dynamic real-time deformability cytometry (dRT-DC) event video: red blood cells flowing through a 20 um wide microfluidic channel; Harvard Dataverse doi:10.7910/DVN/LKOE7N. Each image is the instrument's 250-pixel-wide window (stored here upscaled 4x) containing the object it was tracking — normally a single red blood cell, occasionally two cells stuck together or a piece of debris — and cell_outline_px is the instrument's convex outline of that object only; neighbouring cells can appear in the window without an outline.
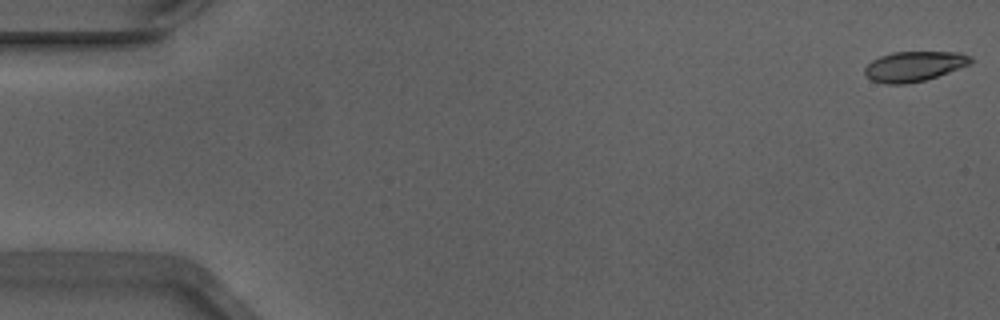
{"species": "Egyptian fruit bat (a non-hibernating species)", "species_latin": "Rousettus aegyptiacus", "temperature_condition": "warm", "stored_images_in_passage": 40, "camera_frame_rate_fps": 3000, "um_per_image_px": 0.085, "animal": {"sex": "male"}, "frame": {"image": 1, "passage_image": 1, "time_ms": 0.0, "image_size_px": [1000, 320], "cell_outline_px": [[972, 60], [968, 64], [948, 72], [924, 80], [904, 84], [884, 84], [872, 80], [864, 72], [864, 68], [872, 60], [880, 56], [892, 52], [960, 52], [972, 56]], "centroid_in_image_um": [77.67, 5.63], "position_along_channel_um": 7.3, "area_um2": 18.32}}
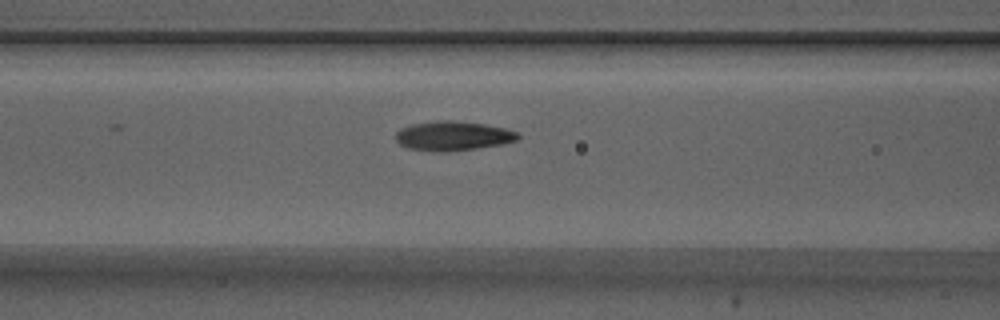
{"frame": {"image": 2, "passage_image": 22, "time_ms": 7.0, "image_size_px": [1000, 320], "cell_outline_px": [[520, 136], [516, 140], [504, 144], [448, 152], [436, 152], [408, 148], [400, 144], [396, 140], [396, 132], [400, 128], [412, 124], [440, 120], [452, 120], [484, 124], [504, 128], [516, 132]], "centroid_in_image_um": [38.48, 11.55], "position_along_channel_um": 128.1, "area_um2": 20.92}}
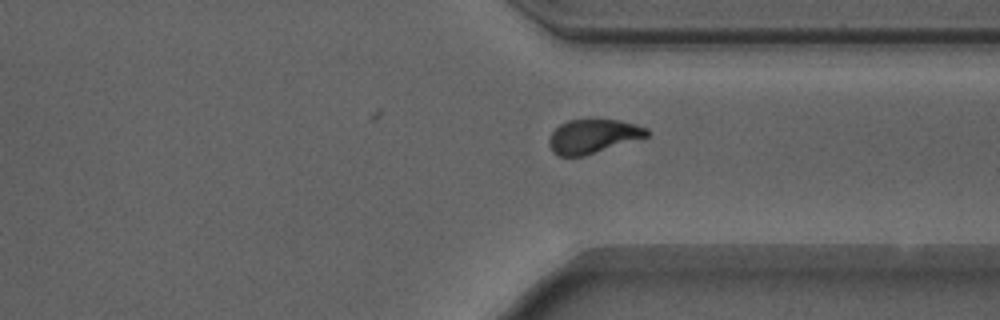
{"frame": {"image": 3, "passage_image": 40, "time_ms": 13.0, "image_size_px": [1000, 320], "cell_outline_px": [[648, 136], [584, 156], [556, 156], [552, 152], [548, 144], [548, 140], [552, 132], [560, 124], [568, 120], [620, 120], [636, 124], [648, 128]], "centroid_in_image_um": [50.37, 11.59], "position_along_channel_um": 361.0, "area_um2": 19.31}}